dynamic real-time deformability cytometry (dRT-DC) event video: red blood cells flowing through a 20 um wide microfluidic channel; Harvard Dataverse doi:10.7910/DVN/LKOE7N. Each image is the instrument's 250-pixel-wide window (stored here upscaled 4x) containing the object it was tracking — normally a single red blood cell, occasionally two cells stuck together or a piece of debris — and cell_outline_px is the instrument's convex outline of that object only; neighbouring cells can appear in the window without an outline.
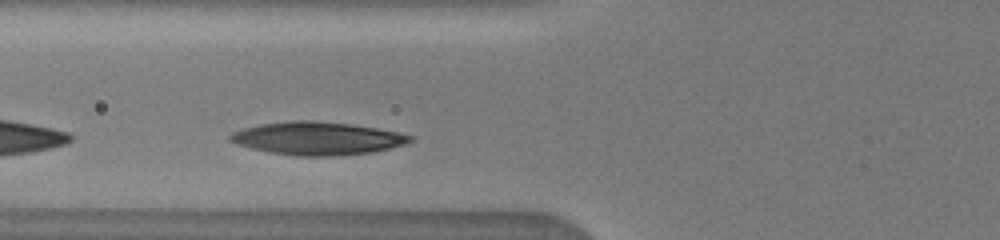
{"species": "human", "species_latin": "Homo sapiens", "temperature_condition": "warm", "stored_images_in_passage": 9, "camera_frame_rate_fps": 3000, "um_per_image_px": 0.085, "donor": {"sex": "male"}, "frame": {"image": 1, "passage_image": 4, "time_ms": 0.667, "image_size_px": [1000, 240], "cell_outline_px": [[416, 140], [408, 144], [372, 152], [332, 156], [296, 156], [272, 152], [252, 148], [236, 144], [228, 140], [228, 136], [232, 132], [244, 128], [260, 124], [292, 120], [312, 120], [352, 124], [400, 132], [416, 136]], "centroid_in_image_um": [27.03, 11.75], "position_along_channel_um": 98.8, "area_um2": 34.85}}
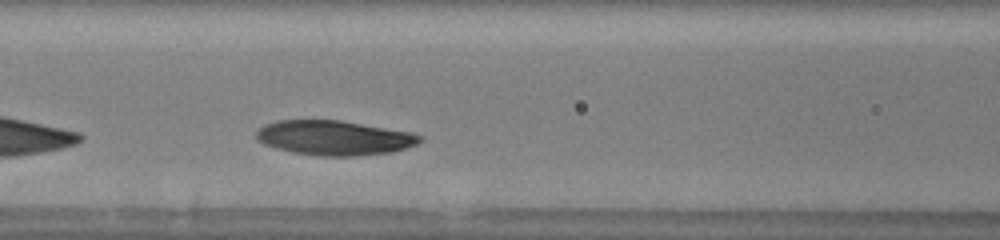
{"frame": {"image": 2, "passage_image": 7, "time_ms": 1.667, "image_size_px": [1000, 240], "cell_outline_px": [[424, 140], [408, 148], [392, 152], [352, 156], [320, 156], [292, 152], [276, 148], [264, 144], [256, 140], [256, 132], [264, 124], [276, 120], [340, 120], [412, 132], [424, 136]], "centroid_in_image_um": [28.43, 11.71], "position_along_channel_um": 138.2, "area_um2": 33.29}}